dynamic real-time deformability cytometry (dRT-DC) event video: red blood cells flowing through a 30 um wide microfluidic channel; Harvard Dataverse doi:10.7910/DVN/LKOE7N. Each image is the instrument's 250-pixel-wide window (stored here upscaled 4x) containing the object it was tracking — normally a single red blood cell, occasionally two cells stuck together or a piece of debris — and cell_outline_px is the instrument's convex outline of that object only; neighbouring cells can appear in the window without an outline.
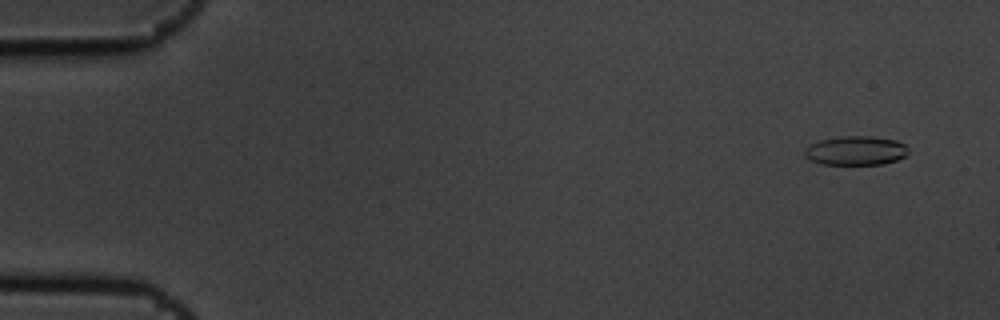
{"species": "common noctule bat (a hibernating species)", "species_latin": "Nyctalus noctula", "temperature_condition": "cold", "stored_images_in_passage": 3, "camera_frame_rate_fps": 3000, "um_per_image_px": 0.085, "animal": {"sex": "male", "body_mass_g": 19.5, "forearm_length_mm": 54.6}, "frame": {"image": 1, "passage_image": 1, "time_ms": 0.0, "image_size_px": [1000, 320], "cell_outline_px": [[908, 152], [904, 156], [896, 160], [884, 164], [820, 164], [804, 156], [804, 152], [812, 144], [820, 140], [840, 136], [872, 136], [896, 140], [904, 144], [908, 148]], "centroid_in_image_um": [72.76, 12.8], "position_along_channel_um": 12.2, "area_um2": 17.46}}